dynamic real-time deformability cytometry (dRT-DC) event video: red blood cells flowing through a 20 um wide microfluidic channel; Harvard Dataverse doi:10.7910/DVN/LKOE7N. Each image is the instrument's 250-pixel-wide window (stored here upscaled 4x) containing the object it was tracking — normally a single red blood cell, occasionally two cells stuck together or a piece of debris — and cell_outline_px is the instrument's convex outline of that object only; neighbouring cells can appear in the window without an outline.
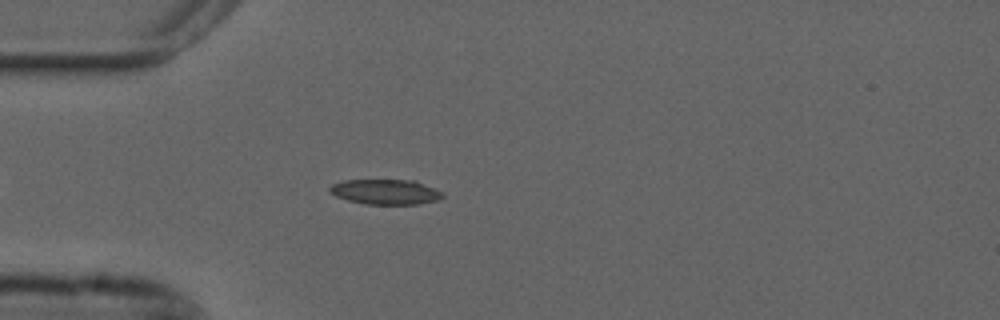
{"species": "common noctule bat (a hibernating species)", "species_latin": "Nyctalus noctula", "temperature_condition": "cold", "stored_images_in_passage": 49, "camera_frame_rate_fps": 3000, "um_per_image_px": 0.085, "animal": {"sex": "male", "forearm_length_mm": 52.5}, "frame": {"image": 1, "passage_image": 9, "time_ms": 2.667, "image_size_px": [1000, 320], "cell_outline_px": [[444, 196], [436, 200], [416, 204], [364, 204], [348, 200], [336, 196], [328, 192], [328, 188], [332, 184], [344, 180], [416, 180], [444, 192]], "centroid_in_image_um": [32.76, 16.3], "position_along_channel_um": 52.2, "area_um2": 16.59}}
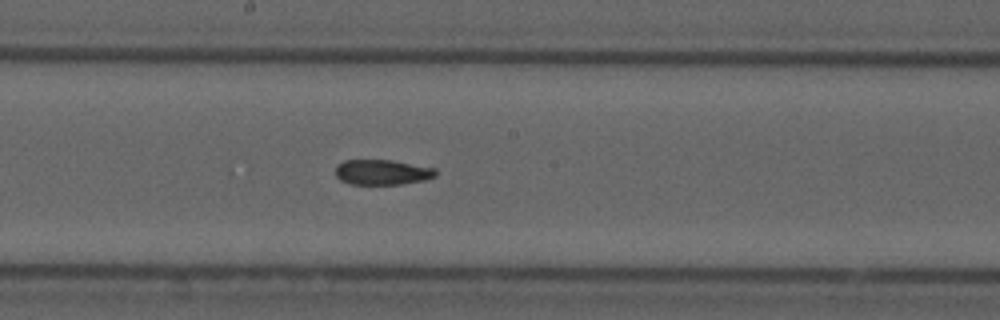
{"frame": {"image": 2, "passage_image": 23, "time_ms": 7.333, "image_size_px": [1000, 320], "cell_outline_px": [[436, 176], [424, 180], [400, 184], [348, 184], [340, 180], [336, 176], [336, 164], [344, 160], [392, 160], [436, 168]], "centroid_in_image_um": [32.47, 14.63], "position_along_channel_um": 215.7, "area_um2": 14.8}}
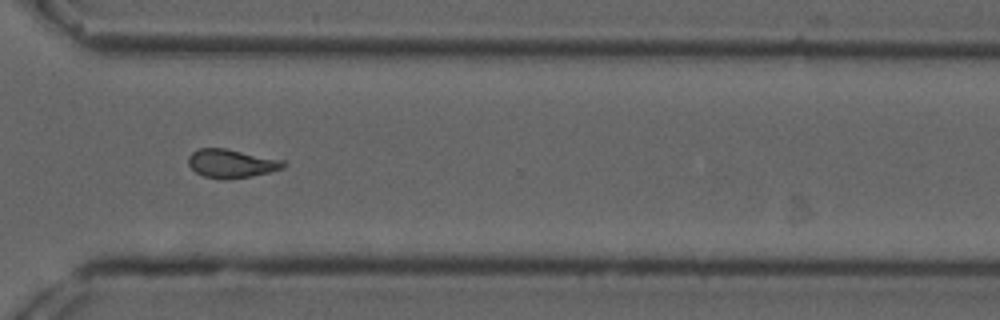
{"frame": {"image": 3, "passage_image": 34, "time_ms": 11.0, "image_size_px": [1000, 320], "cell_outline_px": [[288, 164], [284, 168], [252, 176], [224, 180], [204, 176], [196, 172], [188, 164], [188, 156], [192, 152], [200, 148], [224, 148], [284, 160]], "centroid_in_image_um": [19.68, 13.9], "position_along_channel_um": 350.9, "area_um2": 15.84}, "authors_computed_cell_mechanics": {"area_um2": 15.8372, "velocity_mm_per_s": 3.6883, "shape_relaxation_time_tau1_ms": null, "shape_relaxation_time_tau2_ms": 6.1007, "deformation_change_tau1": null, "deformation_change_tau2": 0.1196}}